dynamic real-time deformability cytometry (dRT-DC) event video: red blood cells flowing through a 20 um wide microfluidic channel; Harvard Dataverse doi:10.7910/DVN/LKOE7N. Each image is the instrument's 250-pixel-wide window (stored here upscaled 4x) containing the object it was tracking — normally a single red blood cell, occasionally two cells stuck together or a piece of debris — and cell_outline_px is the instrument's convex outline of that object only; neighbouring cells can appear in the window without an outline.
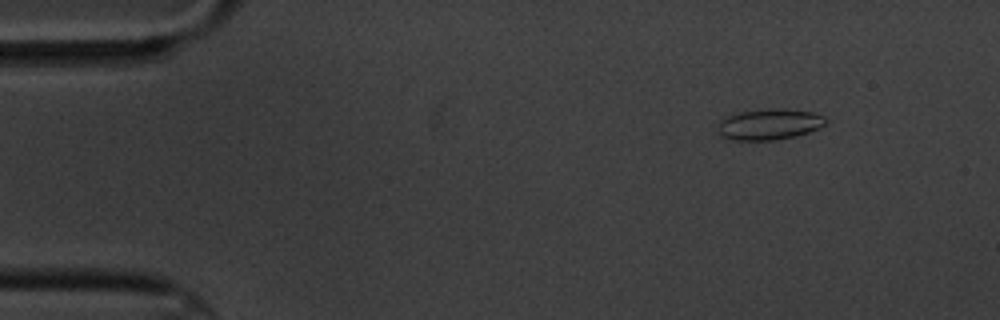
{"species": "common noctule bat (a hibernating species)", "species_latin": "Nyctalus noctula", "temperature_condition": "cold", "stored_images_in_passage": 4, "camera_frame_rate_fps": 3000, "um_per_image_px": 0.085, "animal": {"sex": "male", "body_mass_g": 20.1, "forearm_length_mm": 53.5}, "frame": {"image": 1, "passage_image": 2, "time_ms": 1.0, "image_size_px": [1000, 320], "cell_outline_px": [[828, 120], [820, 128], [796, 136], [772, 140], [724, 140], [720, 136], [720, 120], [728, 116], [740, 112], [768, 108], [784, 108], [812, 112], [824, 116]], "centroid_in_image_um": [65.41, 10.56], "position_along_channel_um": 19.6, "area_um2": 19.54}}
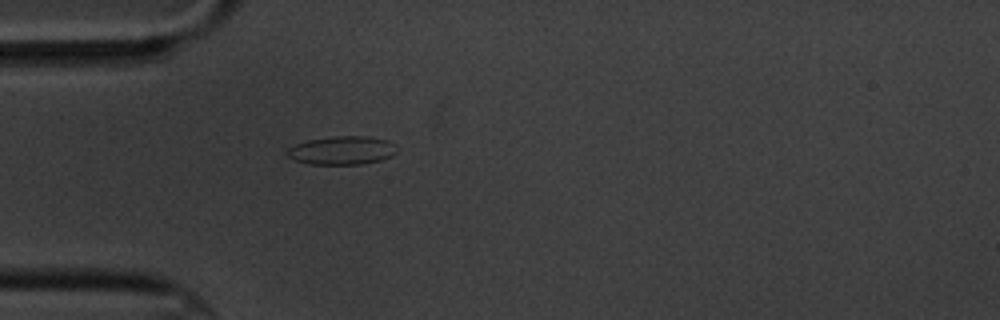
{"frame": {"image": 2, "passage_image": 4, "time_ms": 4.333, "image_size_px": [1000, 320], "cell_outline_px": [[396, 152], [392, 156], [380, 160], [360, 164], [308, 164], [296, 160], [288, 156], [284, 152], [288, 148], [296, 144], [308, 140], [336, 136], [368, 136], [388, 140], [392, 144]], "centroid_in_image_um": [29.04, 12.78], "position_along_channel_um": 56.0, "area_um2": 18.03}}